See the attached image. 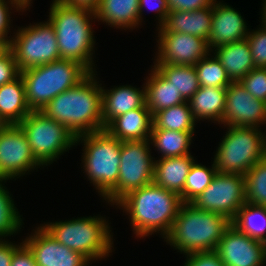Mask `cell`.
Instances as JSON below:
<instances>
[{
  "instance_id": "cell-1",
  "label": "cell",
  "mask_w": 266,
  "mask_h": 266,
  "mask_svg": "<svg viewBox=\"0 0 266 266\" xmlns=\"http://www.w3.org/2000/svg\"><path fill=\"white\" fill-rule=\"evenodd\" d=\"M182 204L179 194L151 183L130 192L114 207L128 216L137 239L156 233L164 239Z\"/></svg>"
},
{
  "instance_id": "cell-2",
  "label": "cell",
  "mask_w": 266,
  "mask_h": 266,
  "mask_svg": "<svg viewBox=\"0 0 266 266\" xmlns=\"http://www.w3.org/2000/svg\"><path fill=\"white\" fill-rule=\"evenodd\" d=\"M97 73H89L75 87L58 94L41 112L63 124L75 137L105 129Z\"/></svg>"
},
{
  "instance_id": "cell-3",
  "label": "cell",
  "mask_w": 266,
  "mask_h": 266,
  "mask_svg": "<svg viewBox=\"0 0 266 266\" xmlns=\"http://www.w3.org/2000/svg\"><path fill=\"white\" fill-rule=\"evenodd\" d=\"M49 11L48 20L55 29L61 59L76 61L89 73L97 72L93 60L97 44L92 28L95 12L60 0H52Z\"/></svg>"
},
{
  "instance_id": "cell-4",
  "label": "cell",
  "mask_w": 266,
  "mask_h": 266,
  "mask_svg": "<svg viewBox=\"0 0 266 266\" xmlns=\"http://www.w3.org/2000/svg\"><path fill=\"white\" fill-rule=\"evenodd\" d=\"M231 224L224 215L183 203L164 241L184 255L213 251Z\"/></svg>"
},
{
  "instance_id": "cell-5",
  "label": "cell",
  "mask_w": 266,
  "mask_h": 266,
  "mask_svg": "<svg viewBox=\"0 0 266 266\" xmlns=\"http://www.w3.org/2000/svg\"><path fill=\"white\" fill-rule=\"evenodd\" d=\"M107 220L105 216L97 214L65 221L44 222L40 225L55 240L80 253L92 264V261L106 260L114 250V233Z\"/></svg>"
},
{
  "instance_id": "cell-6",
  "label": "cell",
  "mask_w": 266,
  "mask_h": 266,
  "mask_svg": "<svg viewBox=\"0 0 266 266\" xmlns=\"http://www.w3.org/2000/svg\"><path fill=\"white\" fill-rule=\"evenodd\" d=\"M89 72L78 62L59 59L20 71L31 111H41L58 94L75 87Z\"/></svg>"
},
{
  "instance_id": "cell-7",
  "label": "cell",
  "mask_w": 266,
  "mask_h": 266,
  "mask_svg": "<svg viewBox=\"0 0 266 266\" xmlns=\"http://www.w3.org/2000/svg\"><path fill=\"white\" fill-rule=\"evenodd\" d=\"M82 143V171L104 198L117 185L121 141L103 129L77 136L75 145Z\"/></svg>"
},
{
  "instance_id": "cell-8",
  "label": "cell",
  "mask_w": 266,
  "mask_h": 266,
  "mask_svg": "<svg viewBox=\"0 0 266 266\" xmlns=\"http://www.w3.org/2000/svg\"><path fill=\"white\" fill-rule=\"evenodd\" d=\"M226 134L214 154V165L220 173H245L266 157V131L246 126H223Z\"/></svg>"
},
{
  "instance_id": "cell-9",
  "label": "cell",
  "mask_w": 266,
  "mask_h": 266,
  "mask_svg": "<svg viewBox=\"0 0 266 266\" xmlns=\"http://www.w3.org/2000/svg\"><path fill=\"white\" fill-rule=\"evenodd\" d=\"M36 160L46 167L75 146L76 137L41 111H31L19 124Z\"/></svg>"
},
{
  "instance_id": "cell-10",
  "label": "cell",
  "mask_w": 266,
  "mask_h": 266,
  "mask_svg": "<svg viewBox=\"0 0 266 266\" xmlns=\"http://www.w3.org/2000/svg\"><path fill=\"white\" fill-rule=\"evenodd\" d=\"M150 140L121 141L117 185L102 198L116 205L130 192L153 183L154 159Z\"/></svg>"
},
{
  "instance_id": "cell-11",
  "label": "cell",
  "mask_w": 266,
  "mask_h": 266,
  "mask_svg": "<svg viewBox=\"0 0 266 266\" xmlns=\"http://www.w3.org/2000/svg\"><path fill=\"white\" fill-rule=\"evenodd\" d=\"M14 30L9 49L20 71L61 59L55 29L48 19Z\"/></svg>"
},
{
  "instance_id": "cell-12",
  "label": "cell",
  "mask_w": 266,
  "mask_h": 266,
  "mask_svg": "<svg viewBox=\"0 0 266 266\" xmlns=\"http://www.w3.org/2000/svg\"><path fill=\"white\" fill-rule=\"evenodd\" d=\"M246 203L245 177L217 172L210 185L191 204L233 220Z\"/></svg>"
},
{
  "instance_id": "cell-13",
  "label": "cell",
  "mask_w": 266,
  "mask_h": 266,
  "mask_svg": "<svg viewBox=\"0 0 266 266\" xmlns=\"http://www.w3.org/2000/svg\"><path fill=\"white\" fill-rule=\"evenodd\" d=\"M40 167L44 168L33 156L18 124L0 129V177L3 180H16Z\"/></svg>"
},
{
  "instance_id": "cell-14",
  "label": "cell",
  "mask_w": 266,
  "mask_h": 266,
  "mask_svg": "<svg viewBox=\"0 0 266 266\" xmlns=\"http://www.w3.org/2000/svg\"><path fill=\"white\" fill-rule=\"evenodd\" d=\"M157 31V51L154 65H191L194 66L210 52L208 41L180 32H167L163 27Z\"/></svg>"
},
{
  "instance_id": "cell-15",
  "label": "cell",
  "mask_w": 266,
  "mask_h": 266,
  "mask_svg": "<svg viewBox=\"0 0 266 266\" xmlns=\"http://www.w3.org/2000/svg\"><path fill=\"white\" fill-rule=\"evenodd\" d=\"M224 266H265L266 243L230 225L215 250Z\"/></svg>"
},
{
  "instance_id": "cell-16",
  "label": "cell",
  "mask_w": 266,
  "mask_h": 266,
  "mask_svg": "<svg viewBox=\"0 0 266 266\" xmlns=\"http://www.w3.org/2000/svg\"><path fill=\"white\" fill-rule=\"evenodd\" d=\"M263 124H266V103L249 94L240 82H232L227 87L221 125L260 128Z\"/></svg>"
},
{
  "instance_id": "cell-17",
  "label": "cell",
  "mask_w": 266,
  "mask_h": 266,
  "mask_svg": "<svg viewBox=\"0 0 266 266\" xmlns=\"http://www.w3.org/2000/svg\"><path fill=\"white\" fill-rule=\"evenodd\" d=\"M37 226L21 240L33 253L37 266H89L83 255L59 243L41 225Z\"/></svg>"
},
{
  "instance_id": "cell-18",
  "label": "cell",
  "mask_w": 266,
  "mask_h": 266,
  "mask_svg": "<svg viewBox=\"0 0 266 266\" xmlns=\"http://www.w3.org/2000/svg\"><path fill=\"white\" fill-rule=\"evenodd\" d=\"M240 11L222 1L213 3L212 26L208 45L214 48L246 39L250 28Z\"/></svg>"
},
{
  "instance_id": "cell-19",
  "label": "cell",
  "mask_w": 266,
  "mask_h": 266,
  "mask_svg": "<svg viewBox=\"0 0 266 266\" xmlns=\"http://www.w3.org/2000/svg\"><path fill=\"white\" fill-rule=\"evenodd\" d=\"M137 88L132 85H119L102 90V118L106 127L114 118L133 109L146 106L145 87Z\"/></svg>"
},
{
  "instance_id": "cell-20",
  "label": "cell",
  "mask_w": 266,
  "mask_h": 266,
  "mask_svg": "<svg viewBox=\"0 0 266 266\" xmlns=\"http://www.w3.org/2000/svg\"><path fill=\"white\" fill-rule=\"evenodd\" d=\"M152 125L150 110L140 107L117 116L105 129L119 141L150 140Z\"/></svg>"
},
{
  "instance_id": "cell-21",
  "label": "cell",
  "mask_w": 266,
  "mask_h": 266,
  "mask_svg": "<svg viewBox=\"0 0 266 266\" xmlns=\"http://www.w3.org/2000/svg\"><path fill=\"white\" fill-rule=\"evenodd\" d=\"M195 161L191 154L154 159L153 183L180 195Z\"/></svg>"
},
{
  "instance_id": "cell-22",
  "label": "cell",
  "mask_w": 266,
  "mask_h": 266,
  "mask_svg": "<svg viewBox=\"0 0 266 266\" xmlns=\"http://www.w3.org/2000/svg\"><path fill=\"white\" fill-rule=\"evenodd\" d=\"M213 5L195 11H170L162 26L167 32H180L209 40Z\"/></svg>"
},
{
  "instance_id": "cell-23",
  "label": "cell",
  "mask_w": 266,
  "mask_h": 266,
  "mask_svg": "<svg viewBox=\"0 0 266 266\" xmlns=\"http://www.w3.org/2000/svg\"><path fill=\"white\" fill-rule=\"evenodd\" d=\"M212 53L220 60L231 82H240L256 68L247 39L218 46Z\"/></svg>"
},
{
  "instance_id": "cell-24",
  "label": "cell",
  "mask_w": 266,
  "mask_h": 266,
  "mask_svg": "<svg viewBox=\"0 0 266 266\" xmlns=\"http://www.w3.org/2000/svg\"><path fill=\"white\" fill-rule=\"evenodd\" d=\"M96 22L111 28L134 30L139 23V0H101L95 11Z\"/></svg>"
},
{
  "instance_id": "cell-25",
  "label": "cell",
  "mask_w": 266,
  "mask_h": 266,
  "mask_svg": "<svg viewBox=\"0 0 266 266\" xmlns=\"http://www.w3.org/2000/svg\"><path fill=\"white\" fill-rule=\"evenodd\" d=\"M227 88L202 87L188 100L191 112L197 121H212L221 126L225 110ZM207 120V121H206Z\"/></svg>"
},
{
  "instance_id": "cell-26",
  "label": "cell",
  "mask_w": 266,
  "mask_h": 266,
  "mask_svg": "<svg viewBox=\"0 0 266 266\" xmlns=\"http://www.w3.org/2000/svg\"><path fill=\"white\" fill-rule=\"evenodd\" d=\"M153 67V68H152ZM149 76L145 77V97L146 106L153 115L155 112L179 105L186 100L174 88L153 65L151 66Z\"/></svg>"
},
{
  "instance_id": "cell-27",
  "label": "cell",
  "mask_w": 266,
  "mask_h": 266,
  "mask_svg": "<svg viewBox=\"0 0 266 266\" xmlns=\"http://www.w3.org/2000/svg\"><path fill=\"white\" fill-rule=\"evenodd\" d=\"M30 112L21 75L0 86V117L7 125L19 124Z\"/></svg>"
},
{
  "instance_id": "cell-28",
  "label": "cell",
  "mask_w": 266,
  "mask_h": 266,
  "mask_svg": "<svg viewBox=\"0 0 266 266\" xmlns=\"http://www.w3.org/2000/svg\"><path fill=\"white\" fill-rule=\"evenodd\" d=\"M194 133L152 128L150 142L160 154L159 158L184 156L191 154Z\"/></svg>"
},
{
  "instance_id": "cell-29",
  "label": "cell",
  "mask_w": 266,
  "mask_h": 266,
  "mask_svg": "<svg viewBox=\"0 0 266 266\" xmlns=\"http://www.w3.org/2000/svg\"><path fill=\"white\" fill-rule=\"evenodd\" d=\"M152 128L181 132H195L197 121L195 120L188 101L155 112Z\"/></svg>"
},
{
  "instance_id": "cell-30",
  "label": "cell",
  "mask_w": 266,
  "mask_h": 266,
  "mask_svg": "<svg viewBox=\"0 0 266 266\" xmlns=\"http://www.w3.org/2000/svg\"><path fill=\"white\" fill-rule=\"evenodd\" d=\"M231 223L251 238L266 243V206L246 202Z\"/></svg>"
},
{
  "instance_id": "cell-31",
  "label": "cell",
  "mask_w": 266,
  "mask_h": 266,
  "mask_svg": "<svg viewBox=\"0 0 266 266\" xmlns=\"http://www.w3.org/2000/svg\"><path fill=\"white\" fill-rule=\"evenodd\" d=\"M181 96L188 101L200 88L197 73L191 65H153Z\"/></svg>"
},
{
  "instance_id": "cell-32",
  "label": "cell",
  "mask_w": 266,
  "mask_h": 266,
  "mask_svg": "<svg viewBox=\"0 0 266 266\" xmlns=\"http://www.w3.org/2000/svg\"><path fill=\"white\" fill-rule=\"evenodd\" d=\"M7 181H0V240L7 239L5 238L7 236L17 235L24 224L23 217L12 199L13 195L5 186Z\"/></svg>"
},
{
  "instance_id": "cell-33",
  "label": "cell",
  "mask_w": 266,
  "mask_h": 266,
  "mask_svg": "<svg viewBox=\"0 0 266 266\" xmlns=\"http://www.w3.org/2000/svg\"><path fill=\"white\" fill-rule=\"evenodd\" d=\"M212 163L211 168L198 163L197 160L193 163L186 177L184 190L180 194L183 203H191L210 185L218 172L214 162Z\"/></svg>"
},
{
  "instance_id": "cell-34",
  "label": "cell",
  "mask_w": 266,
  "mask_h": 266,
  "mask_svg": "<svg viewBox=\"0 0 266 266\" xmlns=\"http://www.w3.org/2000/svg\"><path fill=\"white\" fill-rule=\"evenodd\" d=\"M211 53L194 65L199 84L202 87L227 88L232 82L220 60Z\"/></svg>"
},
{
  "instance_id": "cell-35",
  "label": "cell",
  "mask_w": 266,
  "mask_h": 266,
  "mask_svg": "<svg viewBox=\"0 0 266 266\" xmlns=\"http://www.w3.org/2000/svg\"><path fill=\"white\" fill-rule=\"evenodd\" d=\"M244 177L246 202L266 206V157L254 164Z\"/></svg>"
},
{
  "instance_id": "cell-36",
  "label": "cell",
  "mask_w": 266,
  "mask_h": 266,
  "mask_svg": "<svg viewBox=\"0 0 266 266\" xmlns=\"http://www.w3.org/2000/svg\"><path fill=\"white\" fill-rule=\"evenodd\" d=\"M29 9L30 8H26L19 0H0V45L1 46L9 48V45L11 43L12 36L9 33H11L10 30L13 27L11 26L12 16L10 14H12L14 10L15 12L24 13ZM10 10L13 11L11 12ZM8 34L10 36H8Z\"/></svg>"
},
{
  "instance_id": "cell-37",
  "label": "cell",
  "mask_w": 266,
  "mask_h": 266,
  "mask_svg": "<svg viewBox=\"0 0 266 266\" xmlns=\"http://www.w3.org/2000/svg\"><path fill=\"white\" fill-rule=\"evenodd\" d=\"M260 25L255 30L250 29L246 39L251 50L254 66L266 68V25L263 23H260Z\"/></svg>"
},
{
  "instance_id": "cell-38",
  "label": "cell",
  "mask_w": 266,
  "mask_h": 266,
  "mask_svg": "<svg viewBox=\"0 0 266 266\" xmlns=\"http://www.w3.org/2000/svg\"><path fill=\"white\" fill-rule=\"evenodd\" d=\"M240 83L254 98L266 103V68H254Z\"/></svg>"
},
{
  "instance_id": "cell-39",
  "label": "cell",
  "mask_w": 266,
  "mask_h": 266,
  "mask_svg": "<svg viewBox=\"0 0 266 266\" xmlns=\"http://www.w3.org/2000/svg\"><path fill=\"white\" fill-rule=\"evenodd\" d=\"M20 75L14 54L9 48L0 53V86L13 81Z\"/></svg>"
},
{
  "instance_id": "cell-40",
  "label": "cell",
  "mask_w": 266,
  "mask_h": 266,
  "mask_svg": "<svg viewBox=\"0 0 266 266\" xmlns=\"http://www.w3.org/2000/svg\"><path fill=\"white\" fill-rule=\"evenodd\" d=\"M145 7H149L153 12H156L157 16L155 15L158 22L157 27H162L167 19V16L170 12L167 0H139V23L142 25L143 21V11L146 10ZM148 8V9H149Z\"/></svg>"
},
{
  "instance_id": "cell-41",
  "label": "cell",
  "mask_w": 266,
  "mask_h": 266,
  "mask_svg": "<svg viewBox=\"0 0 266 266\" xmlns=\"http://www.w3.org/2000/svg\"><path fill=\"white\" fill-rule=\"evenodd\" d=\"M185 257L184 266H224L215 250L193 252L185 255Z\"/></svg>"
},
{
  "instance_id": "cell-42",
  "label": "cell",
  "mask_w": 266,
  "mask_h": 266,
  "mask_svg": "<svg viewBox=\"0 0 266 266\" xmlns=\"http://www.w3.org/2000/svg\"><path fill=\"white\" fill-rule=\"evenodd\" d=\"M11 266H37L33 253L23 241L14 249Z\"/></svg>"
},
{
  "instance_id": "cell-43",
  "label": "cell",
  "mask_w": 266,
  "mask_h": 266,
  "mask_svg": "<svg viewBox=\"0 0 266 266\" xmlns=\"http://www.w3.org/2000/svg\"><path fill=\"white\" fill-rule=\"evenodd\" d=\"M214 2L215 0H167L170 11H195L208 6H212Z\"/></svg>"
},
{
  "instance_id": "cell-44",
  "label": "cell",
  "mask_w": 266,
  "mask_h": 266,
  "mask_svg": "<svg viewBox=\"0 0 266 266\" xmlns=\"http://www.w3.org/2000/svg\"><path fill=\"white\" fill-rule=\"evenodd\" d=\"M13 242L8 239L0 240V266H11L14 249L19 245Z\"/></svg>"
},
{
  "instance_id": "cell-45",
  "label": "cell",
  "mask_w": 266,
  "mask_h": 266,
  "mask_svg": "<svg viewBox=\"0 0 266 266\" xmlns=\"http://www.w3.org/2000/svg\"><path fill=\"white\" fill-rule=\"evenodd\" d=\"M64 4L73 7L87 8L91 11H96L101 3V0H60Z\"/></svg>"
},
{
  "instance_id": "cell-46",
  "label": "cell",
  "mask_w": 266,
  "mask_h": 266,
  "mask_svg": "<svg viewBox=\"0 0 266 266\" xmlns=\"http://www.w3.org/2000/svg\"><path fill=\"white\" fill-rule=\"evenodd\" d=\"M262 1H263L262 4H261L262 8L260 9V12H259V13H261L260 17H259L261 19H260L259 22H261L264 25H266V0H262Z\"/></svg>"
},
{
  "instance_id": "cell-47",
  "label": "cell",
  "mask_w": 266,
  "mask_h": 266,
  "mask_svg": "<svg viewBox=\"0 0 266 266\" xmlns=\"http://www.w3.org/2000/svg\"><path fill=\"white\" fill-rule=\"evenodd\" d=\"M7 124L0 117V129L4 128Z\"/></svg>"
},
{
  "instance_id": "cell-48",
  "label": "cell",
  "mask_w": 266,
  "mask_h": 266,
  "mask_svg": "<svg viewBox=\"0 0 266 266\" xmlns=\"http://www.w3.org/2000/svg\"><path fill=\"white\" fill-rule=\"evenodd\" d=\"M4 49H5V47L0 45V53H1Z\"/></svg>"
}]
</instances>
